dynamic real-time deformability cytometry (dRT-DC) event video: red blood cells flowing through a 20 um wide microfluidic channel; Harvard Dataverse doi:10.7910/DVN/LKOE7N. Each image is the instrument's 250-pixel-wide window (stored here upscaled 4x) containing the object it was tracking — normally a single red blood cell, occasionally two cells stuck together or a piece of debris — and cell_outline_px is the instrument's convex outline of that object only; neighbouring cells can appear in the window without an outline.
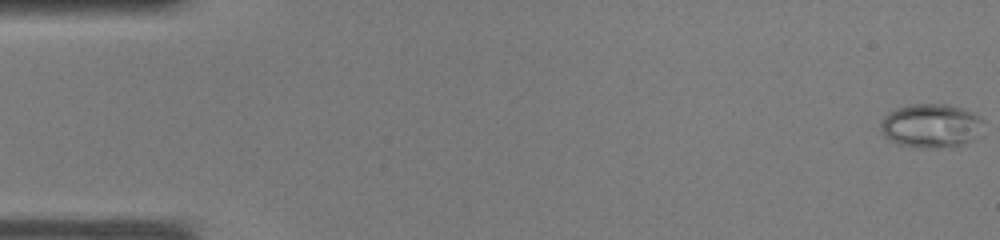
{"species": "common noctule bat (a hibernating species)", "species_latin": "Nyctalus noctula", "temperature_condition": "warm", "stored_images_in_passage": 38, "camera_frame_rate_fps": 3000, "um_per_image_px": 0.085, "animal": {"sex": "male", "body_mass_g": 19.0, "forearm_length_mm": 50.8}, "frame": {"image": 1, "passage_image": 1, "time_ms": 0.0, "image_size_px": [1000, 240], "cell_outline_px": [[984, 120], [980, 136], [976, 140], [952, 148], [916, 148], [900, 144], [888, 140], [880, 132], [880, 124], [884, 116], [888, 112], [896, 108], [912, 104], [948, 104], [960, 108], [980, 116]], "centroid_in_image_um": [79.16, 10.72], "position_along_channel_um": 5.8, "area_um2": 26.99}}
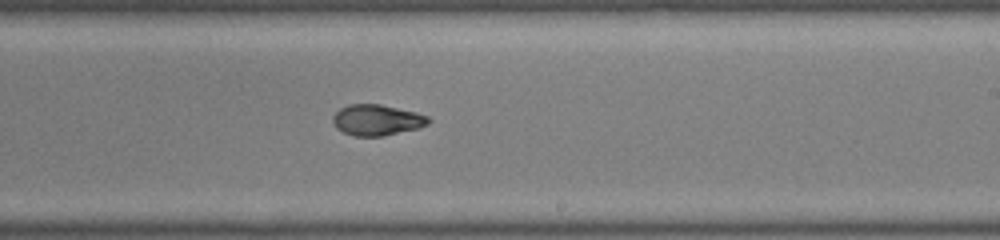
{"frame": {"image": 2, "passage_image": 23, "time_ms": 7.333, "image_size_px": [1000, 240], "cell_outline_px": [[432, 120], [428, 124], [420, 128], [384, 136], [352, 136], [336, 128], [332, 120], [332, 116], [340, 108], [348, 104], [380, 104], [416, 112], [428, 116]], "centroid_in_image_um": [32.05, 10.2], "position_along_channel_um": 257.0, "area_um2": 17.4}}
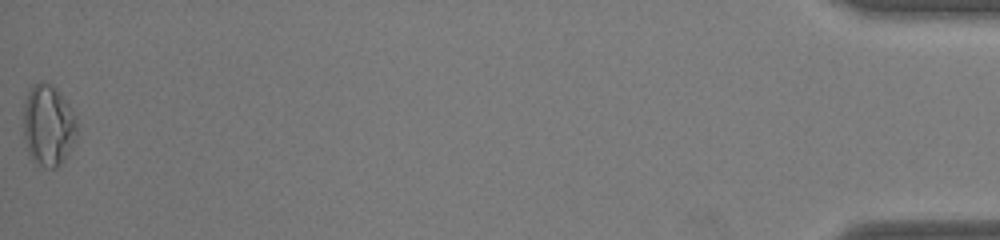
{"frame": {"image": 3, "passage_image": 38, "time_ms": 12.333, "image_size_px": [1000, 240], "cell_outline_px": [[76, 140], [60, 164], [56, 168], [44, 168], [32, 160], [28, 156], [24, 136], [24, 104], [28, 92], [36, 84], [48, 84], [56, 88], [60, 92], [68, 104], [76, 120]], "centroid_in_image_um": [4.09, 10.71], "position_along_channel_um": 431.1, "area_um2": 25.03}}